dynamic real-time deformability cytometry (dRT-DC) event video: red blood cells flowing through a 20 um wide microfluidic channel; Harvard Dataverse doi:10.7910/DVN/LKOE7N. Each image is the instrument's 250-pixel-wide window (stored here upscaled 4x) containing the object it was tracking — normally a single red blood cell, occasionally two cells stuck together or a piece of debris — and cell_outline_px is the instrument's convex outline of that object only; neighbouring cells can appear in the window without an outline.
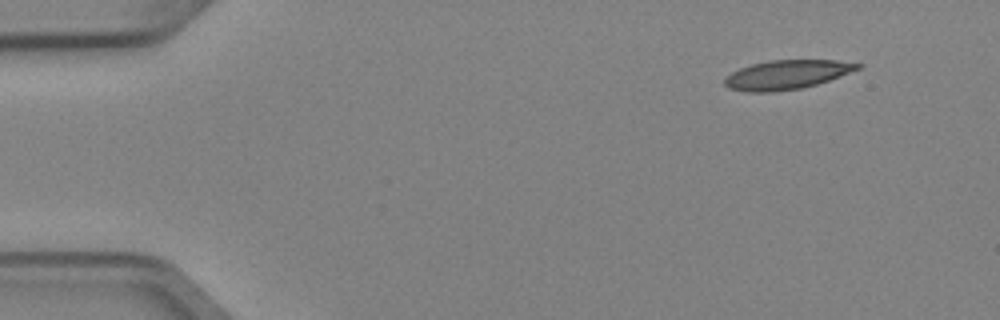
{"species": "Egyptian fruit bat (a non-hibernating species)", "species_latin": "Rousettus aegyptiacus", "temperature_condition": "cold", "stored_images_in_passage": 6, "camera_frame_rate_fps": 3000, "um_per_image_px": 0.085, "animal": {"sex": "female"}, "frame": {"image": 1, "passage_image": 1, "time_ms": 0.0, "image_size_px": [1000, 320], "cell_outline_px": [[864, 64], [860, 68], [828, 80], [804, 88], [772, 92], [748, 92], [728, 88], [724, 84], [724, 76], [740, 68], [752, 64], [768, 60], [836, 60]], "centroid_in_image_um": [66.84, 6.35], "position_along_channel_um": 18.2, "area_um2": 22.6}}
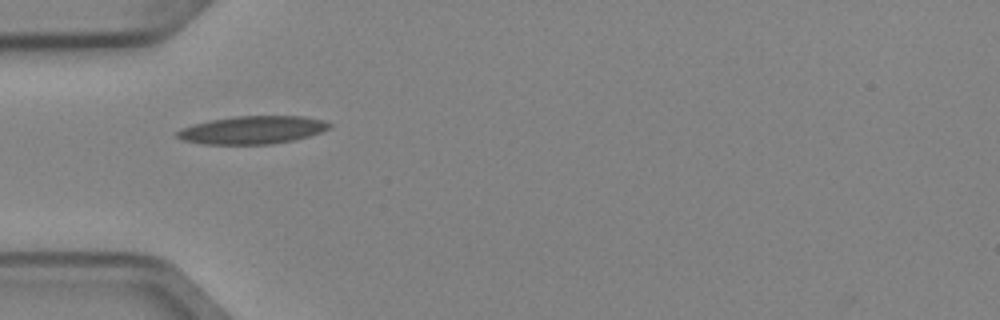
{"frame": {"image": 2, "passage_image": 4, "time_ms": 1.0, "image_size_px": [1000, 320], "cell_outline_px": [[332, 124], [328, 128], [320, 132], [308, 136], [292, 140], [272, 144], [204, 144], [180, 140], [172, 132], [180, 128], [192, 124], [208, 120], [236, 116], [304, 116], [324, 120]], "centroid_in_image_um": [21.37, 11.04], "position_along_channel_um": 63.6, "area_um2": 24.97}}
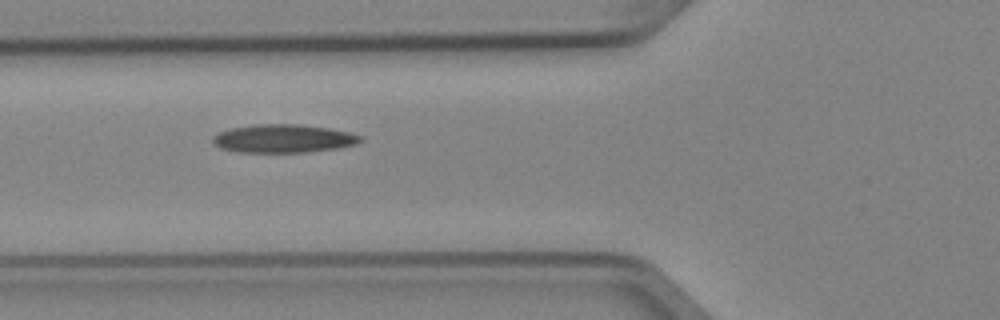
{"frame": {"image": 3, "passage_image": 5, "time_ms": 1.333, "image_size_px": [1000, 320], "cell_outline_px": [[364, 140], [356, 144], [336, 148], [304, 152], [236, 152], [220, 148], [212, 140], [212, 136], [220, 132], [232, 128], [252, 124], [300, 124], [328, 128], [348, 132], [364, 136]], "centroid_in_image_um": [24.1, 11.77], "position_along_channel_um": 101.7, "area_um2": 24.33}}